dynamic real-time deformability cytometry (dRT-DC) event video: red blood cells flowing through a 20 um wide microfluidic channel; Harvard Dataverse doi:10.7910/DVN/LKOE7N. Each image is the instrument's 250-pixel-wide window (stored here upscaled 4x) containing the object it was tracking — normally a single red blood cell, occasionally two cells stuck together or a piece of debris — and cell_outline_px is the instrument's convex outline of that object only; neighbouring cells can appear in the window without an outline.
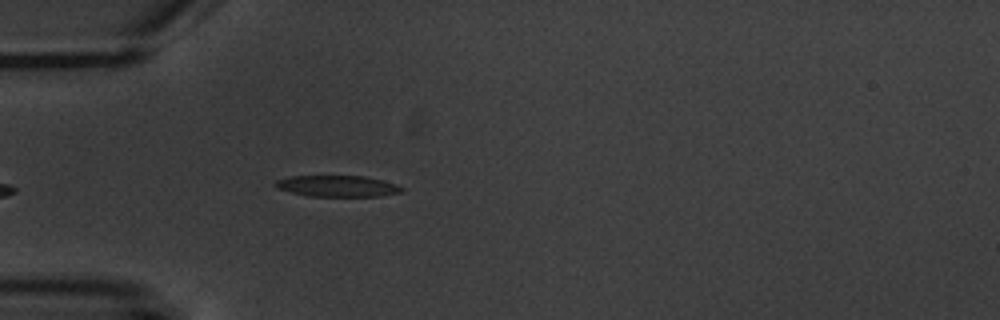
{"species": "common noctule bat (a hibernating species)", "species_latin": "Nyctalus noctula", "temperature_condition": "warm", "stored_images_in_passage": 5, "camera_frame_rate_fps": 3000, "um_per_image_px": 0.085, "animal": {"sex": "male", "body_mass_g": 20.1, "forearm_length_mm": 53.5}, "frame": {"image": 1, "passage_image": 5, "time_ms": 4.667, "image_size_px": [1000, 320], "cell_outline_px": [[404, 188], [400, 192], [380, 196], [308, 196], [276, 188], [276, 180], [288, 176], [364, 176], [396, 184]], "centroid_in_image_um": [28.66, 15.81], "position_along_channel_um": 56.3, "area_um2": 15.43}}